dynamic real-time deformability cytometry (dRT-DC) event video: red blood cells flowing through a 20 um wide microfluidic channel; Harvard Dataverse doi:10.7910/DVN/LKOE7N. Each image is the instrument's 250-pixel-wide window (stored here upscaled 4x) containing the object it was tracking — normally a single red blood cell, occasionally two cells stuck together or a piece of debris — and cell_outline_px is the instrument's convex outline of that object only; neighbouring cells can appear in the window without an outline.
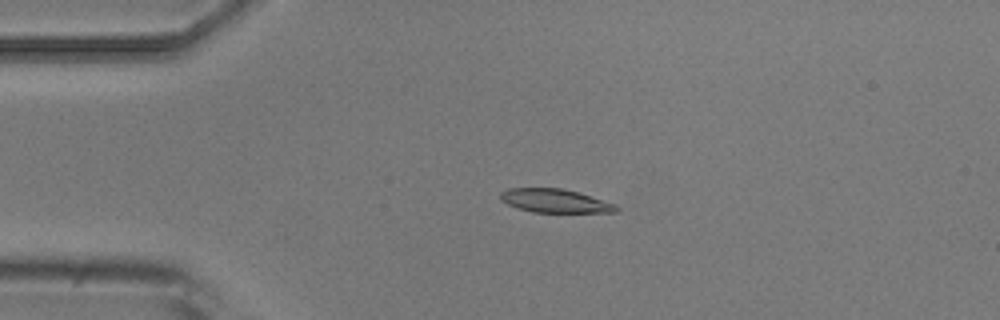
{"species": "common noctule bat (a hibernating species)", "species_latin": "Nyctalus noctula", "temperature_condition": "room temperature", "stored_images_in_passage": 2, "camera_frame_rate_fps": 3000, "um_per_image_px": 0.085, "animal": {"sex": "male", "body_mass_g": 20.5, "forearm_length_mm": 52.5}, "frame": {"image": 1, "passage_image": 1, "time_ms": 0.0, "image_size_px": [1000, 320], "cell_outline_px": [[620, 208], [616, 212], [532, 212], [516, 208], [500, 200], [500, 192], [508, 188], [560, 188], [576, 192], [616, 204]], "centroid_in_image_um": [47.13, 17.07], "position_along_channel_um": 37.9, "area_um2": 15.84}}